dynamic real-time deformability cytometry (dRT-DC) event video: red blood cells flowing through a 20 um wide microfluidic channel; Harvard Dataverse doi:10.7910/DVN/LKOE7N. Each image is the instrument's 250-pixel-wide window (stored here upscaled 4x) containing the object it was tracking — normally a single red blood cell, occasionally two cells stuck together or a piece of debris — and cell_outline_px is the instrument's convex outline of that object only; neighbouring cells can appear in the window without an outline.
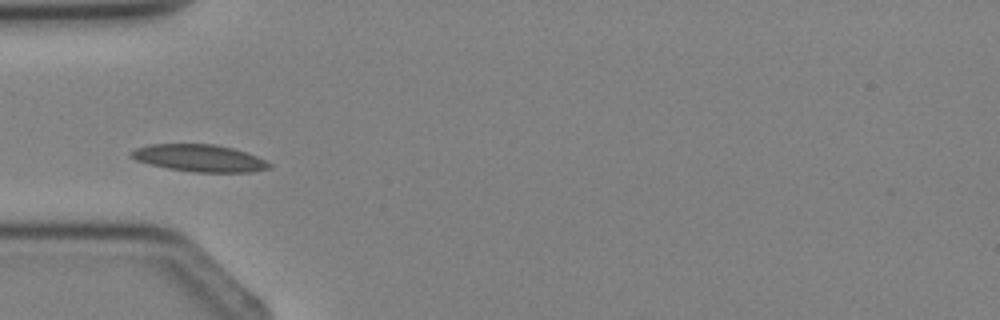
{"species": "Egyptian fruit bat (a non-hibernating species)", "species_latin": "Rousettus aegyptiacus", "temperature_condition": "cold", "stored_images_in_passage": 3, "camera_frame_rate_fps": 3000, "um_per_image_px": 0.085, "animal": {"sex": "female"}, "frame": {"image": 1, "passage_image": 3, "time_ms": 2.333, "image_size_px": [1000, 320], "cell_outline_px": [[272, 168], [252, 172], [192, 172], [168, 168], [148, 164], [136, 160], [128, 156], [128, 152], [136, 148], [148, 144], [216, 144], [232, 148], [256, 156], [272, 164]], "centroid_in_image_um": [16.91, 13.44], "position_along_channel_um": 68.1, "area_um2": 21.96}}